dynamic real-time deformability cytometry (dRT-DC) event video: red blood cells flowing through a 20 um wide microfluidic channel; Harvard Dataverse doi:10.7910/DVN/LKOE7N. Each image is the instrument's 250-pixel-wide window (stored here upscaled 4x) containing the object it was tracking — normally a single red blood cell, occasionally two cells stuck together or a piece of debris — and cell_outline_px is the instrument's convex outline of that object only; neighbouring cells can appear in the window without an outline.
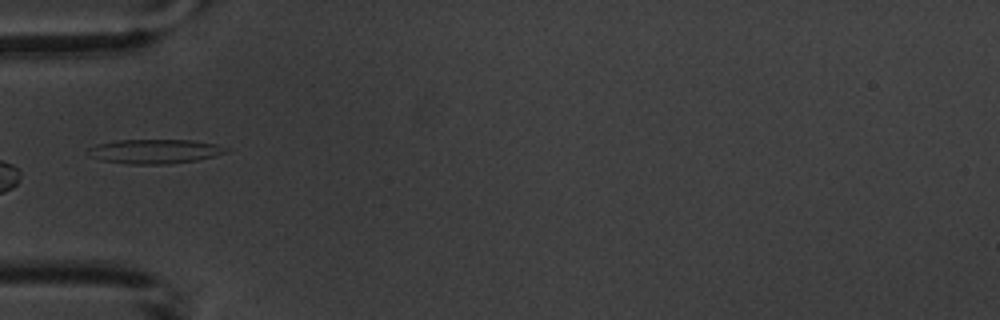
{"species": "common noctule bat (a hibernating species)", "species_latin": "Nyctalus noctula", "temperature_condition": "warm", "stored_images_in_passage": 5, "camera_frame_rate_fps": 3000, "um_per_image_px": 0.085, "animal": {"sex": "male", "body_mass_g": 20.1, "forearm_length_mm": 53.5}, "frame": {"image": 1, "passage_image": 5, "time_ms": 5.0, "image_size_px": [1000, 320], "cell_outline_px": [[228, 152], [216, 156], [196, 160], [168, 164], [128, 164], [100, 160], [92, 156], [88, 148], [96, 144], [116, 140], [192, 140], [216, 144], [228, 148]], "centroid_in_image_um": [13.18, 12.86], "position_along_channel_um": 71.8, "area_um2": 19.54}}